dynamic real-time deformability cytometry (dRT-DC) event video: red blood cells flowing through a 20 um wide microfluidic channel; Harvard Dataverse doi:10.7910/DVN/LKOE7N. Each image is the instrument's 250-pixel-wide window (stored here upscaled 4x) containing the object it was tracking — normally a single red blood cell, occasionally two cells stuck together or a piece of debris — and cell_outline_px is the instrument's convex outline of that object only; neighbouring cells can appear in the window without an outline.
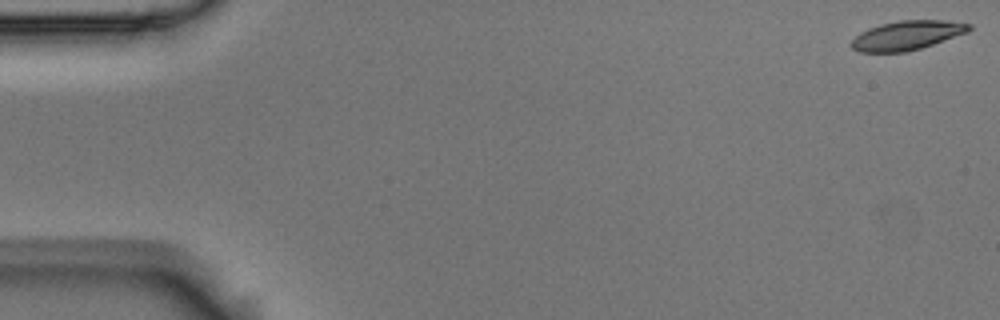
{"species": "Egyptian fruit bat (a non-hibernating species)", "species_latin": "Rousettus aegyptiacus", "temperature_condition": "room temperature", "stored_images_in_passage": 15, "camera_frame_rate_fps": 3000, "um_per_image_px": 0.085, "animal": {"sex": "male"}, "frame": {"image": 1, "passage_image": 1, "time_ms": 0.0, "image_size_px": [1000, 320], "cell_outline_px": [[972, 28], [968, 32], [920, 48], [904, 52], [856, 52], [848, 44], [860, 32], [868, 28], [880, 24], [900, 20], [944, 20], [972, 24]], "centroid_in_image_um": [77.06, 3.0], "position_along_channel_um": 7.9, "area_um2": 20.06}}
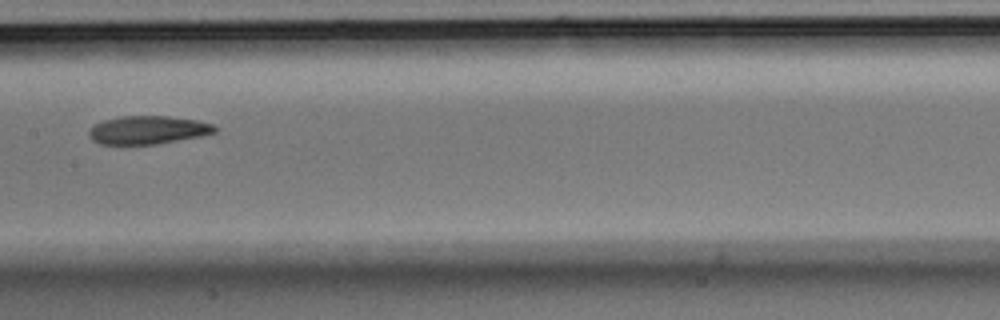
{"frame": {"image": 2, "passage_image": 8, "time_ms": 2.333, "image_size_px": [1000, 320], "cell_outline_px": [[216, 132], [204, 136], [156, 144], [100, 144], [92, 140], [88, 136], [88, 132], [96, 124], [104, 120], [120, 116], [168, 116], [196, 120], [212, 124], [216, 128]], "centroid_in_image_um": [12.58, 11.05], "position_along_channel_um": 194.8, "area_um2": 20.69}}
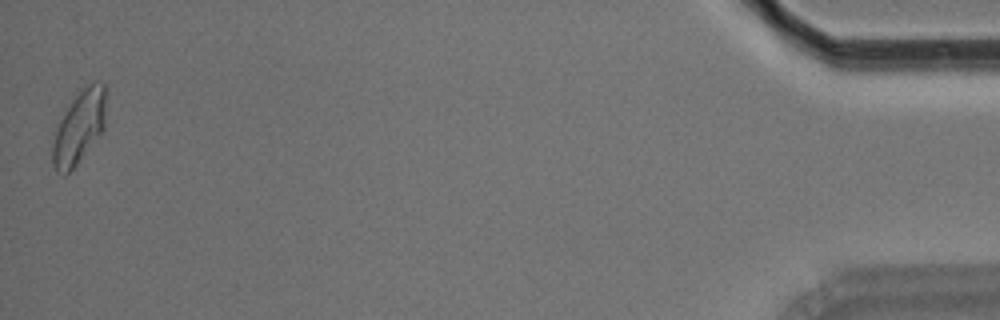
{"frame": {"image": 3, "passage_image": 15, "time_ms": 4.667, "image_size_px": [1000, 320], "cell_outline_px": [[104, 128], [76, 164], [64, 176], [56, 172], [52, 164], [52, 144], [60, 120], [76, 92], [88, 84], [96, 80], [104, 80]], "centroid_in_image_um": [6.7, 10.78], "position_along_channel_um": 428.5, "area_um2": 22.31}}